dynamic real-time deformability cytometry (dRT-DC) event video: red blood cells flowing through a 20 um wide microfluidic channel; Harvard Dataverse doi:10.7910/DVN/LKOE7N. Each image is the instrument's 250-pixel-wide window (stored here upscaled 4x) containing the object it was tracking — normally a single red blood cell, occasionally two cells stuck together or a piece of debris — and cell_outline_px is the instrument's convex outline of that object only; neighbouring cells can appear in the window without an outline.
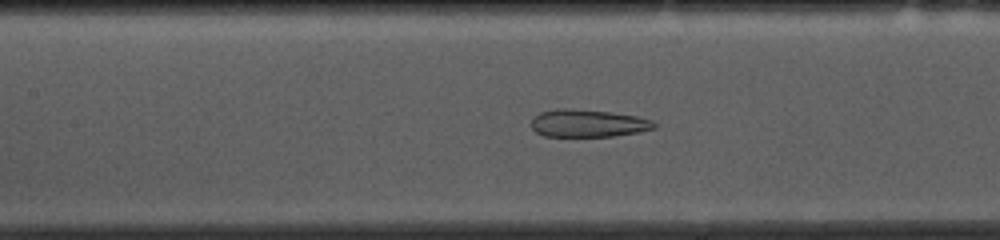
{"species": "common noctule bat (a hibernating species)", "species_latin": "Nyctalus noctula", "temperature_condition": "cold", "stored_images_in_passage": 53, "camera_frame_rate_fps": 3000, "um_per_image_px": 0.085, "animal": {"sex": "female", "body_mass_g": 10.0, "forearm_length_mm": 53.1}, "frame": {"image": 1, "passage_image": 22, "time_ms": 7.0, "image_size_px": [1000, 240], "cell_outline_px": [[656, 128], [640, 132], [612, 136], [544, 136], [536, 132], [532, 128], [532, 120], [540, 112], [556, 108], [568, 108], [608, 112], [636, 116], [652, 120], [656, 124]], "centroid_in_image_um": [49.99, 10.48], "position_along_channel_um": 157.4, "area_um2": 19.65}}
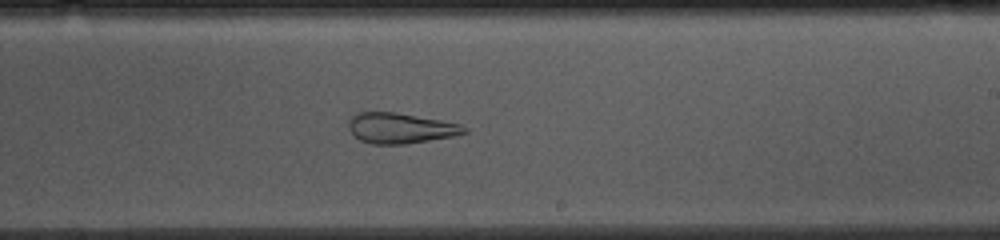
{"frame": {"image": 2, "passage_image": 30, "time_ms": 9.667, "image_size_px": [1000, 240], "cell_outline_px": [[468, 132], [452, 136], [404, 144], [372, 144], [360, 140], [348, 128], [348, 120], [356, 112], [396, 112], [440, 120], [460, 124], [468, 128]], "centroid_in_image_um": [34.01, 10.88], "position_along_channel_um": 255.0, "area_um2": 20.4}}
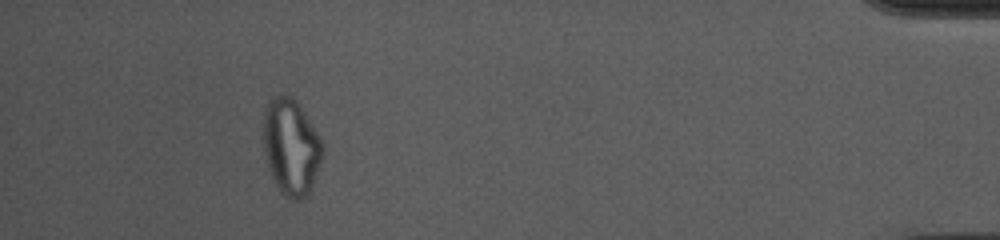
{"frame": {"image": 3, "passage_image": 48, "time_ms": 15.667, "image_size_px": [1000, 240], "cell_outline_px": [[324, 152], [320, 164], [312, 184], [308, 192], [300, 200], [292, 200], [284, 196], [276, 184], [272, 176], [264, 152], [264, 108], [268, 100], [284, 92], [292, 96], [296, 100], [320, 136], [324, 144]], "centroid_in_image_um": [24.75, 12.44], "position_along_channel_um": 410.5, "area_um2": 33.18}, "authors_computed_cell_mechanics": {"area_um2": 28.1486, "velocity_mm_per_s": 3.6671, "shape_relaxation_time_tau1_ms": null, "shape_relaxation_time_tau2_ms": 1.7486, "deformation_change_tau1": null, "deformation_change_tau2": 0.1006}}